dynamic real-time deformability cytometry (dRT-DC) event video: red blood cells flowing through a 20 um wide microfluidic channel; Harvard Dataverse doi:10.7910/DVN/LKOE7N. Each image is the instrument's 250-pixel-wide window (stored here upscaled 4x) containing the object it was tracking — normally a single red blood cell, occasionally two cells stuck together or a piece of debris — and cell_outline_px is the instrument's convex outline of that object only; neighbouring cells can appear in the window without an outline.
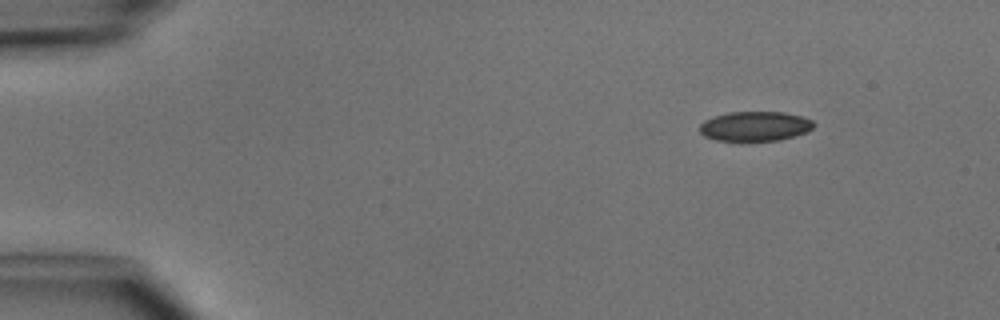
{"species": "common noctule bat (a hibernating species)", "species_latin": "Nyctalus noctula", "temperature_condition": "cold", "stored_images_in_passage": 4, "segment_of_instrument_passage": [2, 2], "camera_frame_rate_fps": 3000, "um_per_image_px": 0.085, "animal": {"sex": "male", "body_mass_g": 15.6}, "frame": {"image": 1, "passage_image": 4, "time_ms": 4.333, "image_size_px": [1000, 320], "cell_outline_px": [[816, 124], [808, 132], [780, 140], [740, 144], [716, 140], [704, 136], [700, 132], [700, 124], [704, 120], [712, 116], [728, 112], [784, 112], [800, 116], [812, 120]], "centroid_in_image_um": [64.14, 10.78], "position_along_channel_um": 20.9, "area_um2": 20.63}}